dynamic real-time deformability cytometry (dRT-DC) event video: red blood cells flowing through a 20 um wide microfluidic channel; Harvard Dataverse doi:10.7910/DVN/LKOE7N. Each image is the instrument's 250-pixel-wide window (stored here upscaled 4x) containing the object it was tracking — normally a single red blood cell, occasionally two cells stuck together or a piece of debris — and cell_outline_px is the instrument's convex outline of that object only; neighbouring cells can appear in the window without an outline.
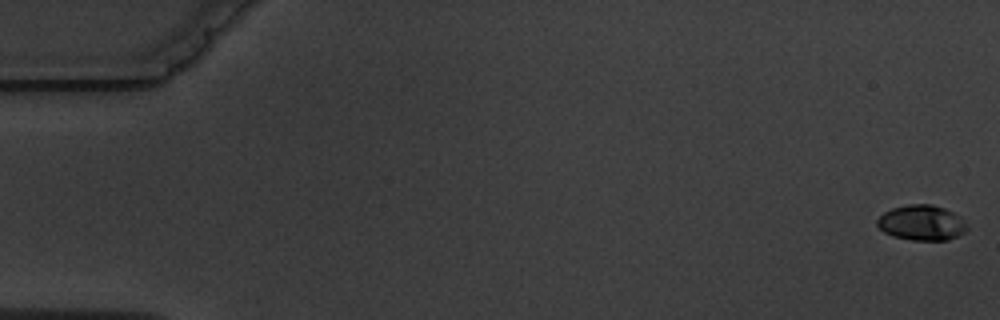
{"species": "common noctule bat (a hibernating species)", "species_latin": "Nyctalus noctula", "temperature_condition": "warm", "stored_images_in_passage": 6, "camera_frame_rate_fps": 3000, "um_per_image_px": 0.085, "animal": {"sex": "male", "body_mass_g": 19.5, "forearm_length_mm": 54.6}, "frame": {"image": 1, "passage_image": 1, "time_ms": 0.0, "image_size_px": [1000, 320], "cell_outline_px": [[968, 228], [964, 232], [948, 240], [912, 240], [892, 236], [884, 232], [876, 224], [876, 220], [884, 212], [892, 208], [908, 204], [932, 204], [944, 208], [960, 216]], "centroid_in_image_um": [78.32, 18.93], "position_along_channel_um": 6.7, "area_um2": 18.44}}
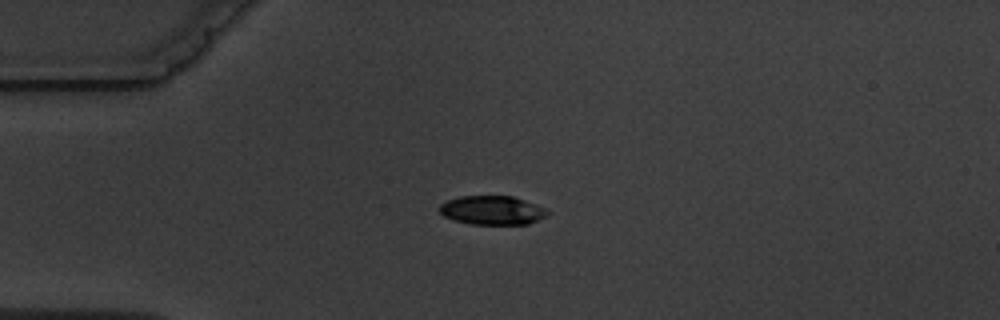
{"frame": {"image": 2, "passage_image": 5, "time_ms": 4.667, "image_size_px": [1000, 320], "cell_outline_px": [[552, 212], [528, 224], [472, 224], [452, 220], [444, 216], [440, 212], [440, 204], [448, 200], [460, 196], [512, 196], [536, 204]], "centroid_in_image_um": [41.83, 17.87], "position_along_channel_um": 43.2, "area_um2": 18.09}}